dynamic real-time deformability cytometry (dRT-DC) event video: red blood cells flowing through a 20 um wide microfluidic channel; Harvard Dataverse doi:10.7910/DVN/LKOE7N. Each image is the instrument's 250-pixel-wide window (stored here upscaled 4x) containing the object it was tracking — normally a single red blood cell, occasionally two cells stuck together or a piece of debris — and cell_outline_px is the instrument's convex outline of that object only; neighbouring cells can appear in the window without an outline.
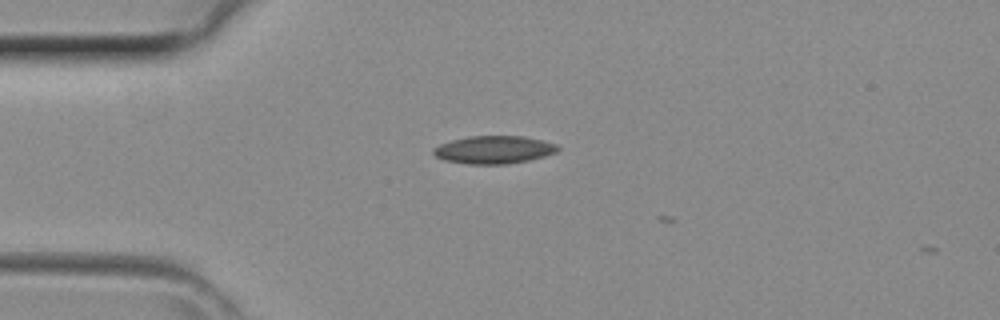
{"species": "common noctule bat (a hibernating species)", "species_latin": "Nyctalus noctula", "temperature_condition": "room temperature", "stored_images_in_passage": 2, "camera_frame_rate_fps": 3000, "um_per_image_px": 0.085, "animal": {"sex": "female", "body_mass_g": 29.2, "forearm_length_mm": 56.3}, "frame": {"image": 1, "passage_image": 1, "time_ms": 0.0, "image_size_px": [1000, 320], "cell_outline_px": [[560, 148], [556, 152], [544, 156], [528, 160], [504, 164], [468, 164], [444, 160], [436, 156], [432, 152], [432, 148], [440, 144], [452, 140], [468, 136], [524, 136], [556, 144]], "centroid_in_image_um": [41.95, 12.72], "position_along_channel_um": 43.1, "area_um2": 20.06}}